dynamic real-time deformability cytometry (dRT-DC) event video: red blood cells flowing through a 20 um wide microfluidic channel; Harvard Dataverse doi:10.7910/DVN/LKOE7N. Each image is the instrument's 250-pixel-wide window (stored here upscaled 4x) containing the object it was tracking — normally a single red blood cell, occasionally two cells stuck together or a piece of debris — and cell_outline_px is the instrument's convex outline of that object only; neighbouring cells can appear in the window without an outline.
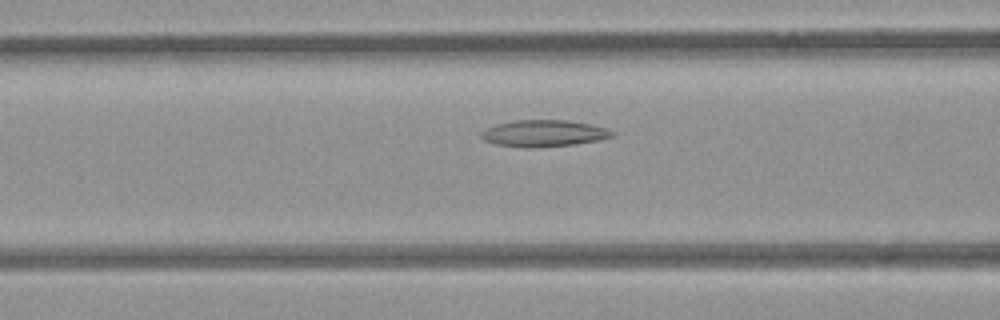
{"species": "common noctule bat (a hibernating species)", "species_latin": "Nyctalus noctula", "temperature_condition": "room temperature", "stored_images_in_passage": 26, "camera_frame_rate_fps": 3000, "um_per_image_px": 0.085, "animal": {"sex": "female", "body_mass_g": 21.9}, "frame": {"image": 1, "passage_image": 5, "time_ms": 1.333, "image_size_px": [1000, 320], "cell_outline_px": [[616, 136], [600, 140], [572, 144], [536, 148], [524, 148], [496, 144], [484, 140], [480, 136], [480, 132], [496, 124], [516, 120], [568, 120], [608, 128], [616, 132]], "centroid_in_image_um": [46.25, 11.34], "position_along_channel_um": 120.3, "area_um2": 20.46}}
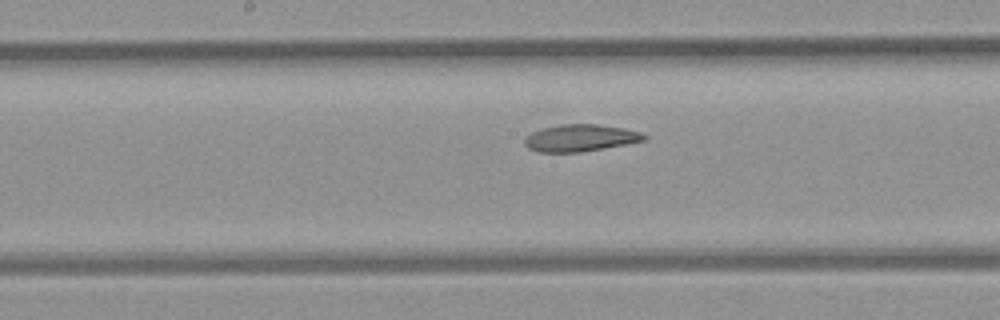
{"frame": {"image": 2, "passage_image": 11, "time_ms": 3.333, "image_size_px": [1000, 320], "cell_outline_px": [[648, 140], [580, 152], [540, 152], [528, 148], [524, 144], [524, 140], [532, 132], [540, 128], [560, 124], [596, 124], [624, 128], [640, 132], [648, 136]], "centroid_in_image_um": [49.34, 11.72], "position_along_channel_um": 198.9, "area_um2": 18.79}}
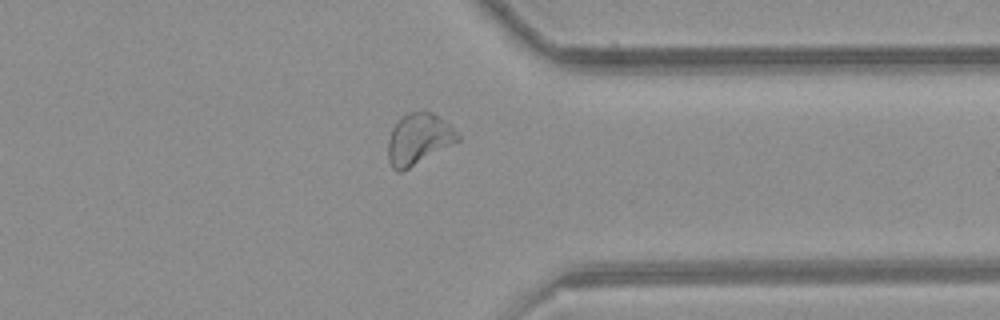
{"frame": {"image": 3, "passage_image": 25, "time_ms": 8.0, "image_size_px": [1000, 320], "cell_outline_px": [[460, 140], [408, 168], [400, 172], [396, 172], [392, 168], [388, 160], [388, 140], [392, 128], [408, 112], [432, 112], [444, 120], [460, 136]], "centroid_in_image_um": [35.56, 11.83], "position_along_channel_um": 375.8, "area_um2": 20.29}}